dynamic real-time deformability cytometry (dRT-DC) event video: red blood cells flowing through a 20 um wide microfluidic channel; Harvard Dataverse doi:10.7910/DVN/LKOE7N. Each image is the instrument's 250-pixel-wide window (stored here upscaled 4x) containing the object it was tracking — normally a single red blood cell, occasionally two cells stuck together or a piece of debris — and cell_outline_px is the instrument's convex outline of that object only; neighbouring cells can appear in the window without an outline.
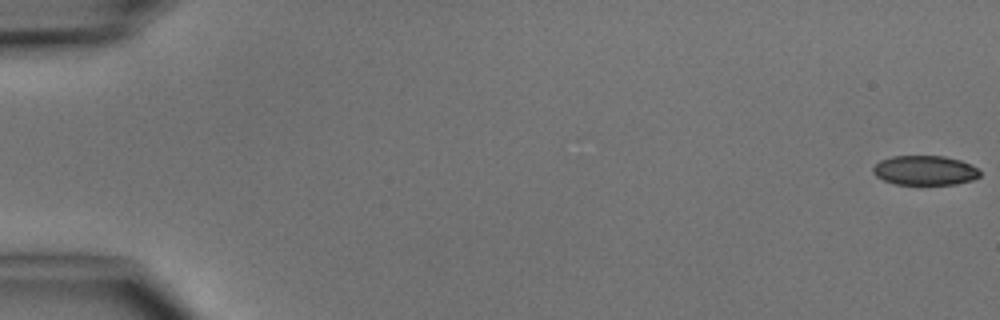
{"species": "common noctule bat (a hibernating species)", "species_latin": "Nyctalus noctula", "temperature_condition": "cold", "stored_images_in_passage": 5, "camera_frame_rate_fps": 3000, "um_per_image_px": 0.085, "animal": {"sex": "male", "body_mass_g": 15.6}, "frame": {"image": 1, "passage_image": 1, "time_ms": 0.0, "image_size_px": [1000, 320], "cell_outline_px": [[980, 176], [972, 180], [956, 184], [896, 184], [884, 180], [876, 176], [872, 172], [872, 168], [880, 160], [892, 156], [944, 156], [960, 160], [972, 164], [980, 172]], "centroid_in_image_um": [78.61, 14.47], "position_along_channel_um": 6.4, "area_um2": 18.38}}
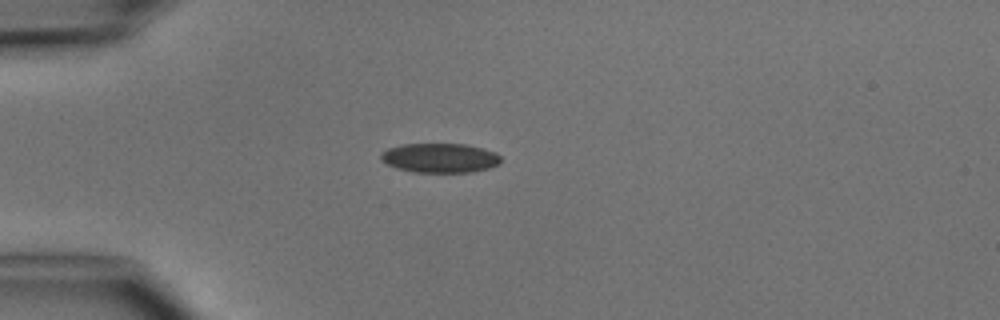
{"frame": {"image": 2, "passage_image": 4, "time_ms": 4.333, "image_size_px": [1000, 320], "cell_outline_px": [[500, 164], [488, 168], [472, 172], [412, 172], [396, 168], [380, 160], [380, 156], [388, 148], [404, 144], [464, 144], [496, 152], [500, 156]], "centroid_in_image_um": [37.39, 13.43], "position_along_channel_um": 47.6, "area_um2": 20.46}}